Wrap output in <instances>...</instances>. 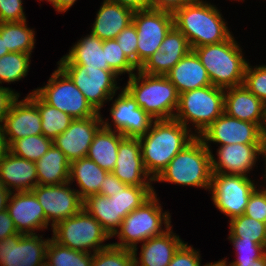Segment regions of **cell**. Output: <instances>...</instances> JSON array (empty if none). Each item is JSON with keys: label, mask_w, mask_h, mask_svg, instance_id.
I'll return each mask as SVG.
<instances>
[{"label": "cell", "mask_w": 266, "mask_h": 266, "mask_svg": "<svg viewBox=\"0 0 266 266\" xmlns=\"http://www.w3.org/2000/svg\"><path fill=\"white\" fill-rule=\"evenodd\" d=\"M192 132L174 118L160 119L154 120L149 131L138 138L144 167L153 180L197 137Z\"/></svg>", "instance_id": "cell-1"}, {"label": "cell", "mask_w": 266, "mask_h": 266, "mask_svg": "<svg viewBox=\"0 0 266 266\" xmlns=\"http://www.w3.org/2000/svg\"><path fill=\"white\" fill-rule=\"evenodd\" d=\"M174 26L187 38L191 49L226 41L232 33L220 10L204 0H191L173 12Z\"/></svg>", "instance_id": "cell-2"}, {"label": "cell", "mask_w": 266, "mask_h": 266, "mask_svg": "<svg viewBox=\"0 0 266 266\" xmlns=\"http://www.w3.org/2000/svg\"><path fill=\"white\" fill-rule=\"evenodd\" d=\"M192 50L207 70L213 86L225 90L244 83L248 61L243 57V51L233 35L226 41Z\"/></svg>", "instance_id": "cell-3"}, {"label": "cell", "mask_w": 266, "mask_h": 266, "mask_svg": "<svg viewBox=\"0 0 266 266\" xmlns=\"http://www.w3.org/2000/svg\"><path fill=\"white\" fill-rule=\"evenodd\" d=\"M123 88L155 120L174 118L179 93L166 76L149 75L138 69Z\"/></svg>", "instance_id": "cell-4"}, {"label": "cell", "mask_w": 266, "mask_h": 266, "mask_svg": "<svg viewBox=\"0 0 266 266\" xmlns=\"http://www.w3.org/2000/svg\"><path fill=\"white\" fill-rule=\"evenodd\" d=\"M159 203L154 189V195L148 201L123 219L119 229L112 236L116 235L120 242L111 243V245L137 253L138 243L167 231L171 226V216L168 211H163ZM162 224L165 225L164 228Z\"/></svg>", "instance_id": "cell-5"}, {"label": "cell", "mask_w": 266, "mask_h": 266, "mask_svg": "<svg viewBox=\"0 0 266 266\" xmlns=\"http://www.w3.org/2000/svg\"><path fill=\"white\" fill-rule=\"evenodd\" d=\"M211 176V152L203 141L196 137L172 158L154 182H168L209 190Z\"/></svg>", "instance_id": "cell-6"}, {"label": "cell", "mask_w": 266, "mask_h": 266, "mask_svg": "<svg viewBox=\"0 0 266 266\" xmlns=\"http://www.w3.org/2000/svg\"><path fill=\"white\" fill-rule=\"evenodd\" d=\"M176 111L174 119L188 129L192 123L198 137L224 113V89L210 85L181 93Z\"/></svg>", "instance_id": "cell-7"}, {"label": "cell", "mask_w": 266, "mask_h": 266, "mask_svg": "<svg viewBox=\"0 0 266 266\" xmlns=\"http://www.w3.org/2000/svg\"><path fill=\"white\" fill-rule=\"evenodd\" d=\"M52 232L54 241L73 250L94 254L111 245L103 243L111 237L84 208L74 216L57 223L52 227Z\"/></svg>", "instance_id": "cell-8"}, {"label": "cell", "mask_w": 266, "mask_h": 266, "mask_svg": "<svg viewBox=\"0 0 266 266\" xmlns=\"http://www.w3.org/2000/svg\"><path fill=\"white\" fill-rule=\"evenodd\" d=\"M34 91L49 105L65 112L72 118H89L98 112L87 101L70 77L59 67L43 87Z\"/></svg>", "instance_id": "cell-9"}, {"label": "cell", "mask_w": 266, "mask_h": 266, "mask_svg": "<svg viewBox=\"0 0 266 266\" xmlns=\"http://www.w3.org/2000/svg\"><path fill=\"white\" fill-rule=\"evenodd\" d=\"M82 92L91 106L100 113L106 101H112L120 90L117 75L113 70L89 67L79 64H58Z\"/></svg>", "instance_id": "cell-10"}, {"label": "cell", "mask_w": 266, "mask_h": 266, "mask_svg": "<svg viewBox=\"0 0 266 266\" xmlns=\"http://www.w3.org/2000/svg\"><path fill=\"white\" fill-rule=\"evenodd\" d=\"M248 176L212 173L210 189L215 207L229 219L244 215L252 192L257 188Z\"/></svg>", "instance_id": "cell-11"}, {"label": "cell", "mask_w": 266, "mask_h": 266, "mask_svg": "<svg viewBox=\"0 0 266 266\" xmlns=\"http://www.w3.org/2000/svg\"><path fill=\"white\" fill-rule=\"evenodd\" d=\"M132 22L137 31V69L157 52L160 45L174 26L173 13L158 9L134 12Z\"/></svg>", "instance_id": "cell-12"}, {"label": "cell", "mask_w": 266, "mask_h": 266, "mask_svg": "<svg viewBox=\"0 0 266 266\" xmlns=\"http://www.w3.org/2000/svg\"><path fill=\"white\" fill-rule=\"evenodd\" d=\"M211 151L210 143L229 144H266L263 129L255 123L236 119L223 113L199 136Z\"/></svg>", "instance_id": "cell-13"}, {"label": "cell", "mask_w": 266, "mask_h": 266, "mask_svg": "<svg viewBox=\"0 0 266 266\" xmlns=\"http://www.w3.org/2000/svg\"><path fill=\"white\" fill-rule=\"evenodd\" d=\"M111 105L110 115L114 125L107 121L110 119L105 120L103 117L102 125L119 132L124 137L139 138L145 135L155 120L138 106V103L124 88Z\"/></svg>", "instance_id": "cell-14"}, {"label": "cell", "mask_w": 266, "mask_h": 266, "mask_svg": "<svg viewBox=\"0 0 266 266\" xmlns=\"http://www.w3.org/2000/svg\"><path fill=\"white\" fill-rule=\"evenodd\" d=\"M70 185V182L58 185H37L31 190L42 205L48 226L51 223V227H54L83 208V200L77 190L72 189Z\"/></svg>", "instance_id": "cell-15"}, {"label": "cell", "mask_w": 266, "mask_h": 266, "mask_svg": "<svg viewBox=\"0 0 266 266\" xmlns=\"http://www.w3.org/2000/svg\"><path fill=\"white\" fill-rule=\"evenodd\" d=\"M50 239L18 233L0 240V266H45Z\"/></svg>", "instance_id": "cell-16"}, {"label": "cell", "mask_w": 266, "mask_h": 266, "mask_svg": "<svg viewBox=\"0 0 266 266\" xmlns=\"http://www.w3.org/2000/svg\"><path fill=\"white\" fill-rule=\"evenodd\" d=\"M265 145L237 143L219 146L216 151L217 159L211 150L212 173L248 176L247 174L255 167L259 155L265 159Z\"/></svg>", "instance_id": "cell-17"}, {"label": "cell", "mask_w": 266, "mask_h": 266, "mask_svg": "<svg viewBox=\"0 0 266 266\" xmlns=\"http://www.w3.org/2000/svg\"><path fill=\"white\" fill-rule=\"evenodd\" d=\"M101 126V112L93 117L73 119L70 126L52 140L53 145L59 148L70 162L86 157L94 135Z\"/></svg>", "instance_id": "cell-18"}, {"label": "cell", "mask_w": 266, "mask_h": 266, "mask_svg": "<svg viewBox=\"0 0 266 266\" xmlns=\"http://www.w3.org/2000/svg\"><path fill=\"white\" fill-rule=\"evenodd\" d=\"M112 173L127 185L152 186L154 180L144 167L138 138L124 137L120 141Z\"/></svg>", "instance_id": "cell-19"}, {"label": "cell", "mask_w": 266, "mask_h": 266, "mask_svg": "<svg viewBox=\"0 0 266 266\" xmlns=\"http://www.w3.org/2000/svg\"><path fill=\"white\" fill-rule=\"evenodd\" d=\"M7 210L18 233L36 234L48 228L42 205L32 191L12 192Z\"/></svg>", "instance_id": "cell-20"}, {"label": "cell", "mask_w": 266, "mask_h": 266, "mask_svg": "<svg viewBox=\"0 0 266 266\" xmlns=\"http://www.w3.org/2000/svg\"><path fill=\"white\" fill-rule=\"evenodd\" d=\"M191 50L185 35L173 26L163 39L159 50L150 56L139 70L149 75L165 76Z\"/></svg>", "instance_id": "cell-21"}, {"label": "cell", "mask_w": 266, "mask_h": 266, "mask_svg": "<svg viewBox=\"0 0 266 266\" xmlns=\"http://www.w3.org/2000/svg\"><path fill=\"white\" fill-rule=\"evenodd\" d=\"M3 127L9 145L19 138L42 135L37 105L28 96L21 101L17 98L5 117Z\"/></svg>", "instance_id": "cell-22"}, {"label": "cell", "mask_w": 266, "mask_h": 266, "mask_svg": "<svg viewBox=\"0 0 266 266\" xmlns=\"http://www.w3.org/2000/svg\"><path fill=\"white\" fill-rule=\"evenodd\" d=\"M224 113L239 120L258 124L264 129L266 105L244 84L224 90Z\"/></svg>", "instance_id": "cell-23"}, {"label": "cell", "mask_w": 266, "mask_h": 266, "mask_svg": "<svg viewBox=\"0 0 266 266\" xmlns=\"http://www.w3.org/2000/svg\"><path fill=\"white\" fill-rule=\"evenodd\" d=\"M0 183L11 193L31 191L38 185L35 162L9 152L0 163Z\"/></svg>", "instance_id": "cell-24"}, {"label": "cell", "mask_w": 266, "mask_h": 266, "mask_svg": "<svg viewBox=\"0 0 266 266\" xmlns=\"http://www.w3.org/2000/svg\"><path fill=\"white\" fill-rule=\"evenodd\" d=\"M172 226L162 235L152 237L141 244L140 257L134 254L135 266H168L174 254L184 243L173 232ZM139 259V260H138Z\"/></svg>", "instance_id": "cell-25"}, {"label": "cell", "mask_w": 266, "mask_h": 266, "mask_svg": "<svg viewBox=\"0 0 266 266\" xmlns=\"http://www.w3.org/2000/svg\"><path fill=\"white\" fill-rule=\"evenodd\" d=\"M179 94L210 86L207 70L197 54L191 50L166 75Z\"/></svg>", "instance_id": "cell-26"}, {"label": "cell", "mask_w": 266, "mask_h": 266, "mask_svg": "<svg viewBox=\"0 0 266 266\" xmlns=\"http://www.w3.org/2000/svg\"><path fill=\"white\" fill-rule=\"evenodd\" d=\"M101 4L90 33L101 40L115 39L132 23L134 12L109 0H104Z\"/></svg>", "instance_id": "cell-27"}, {"label": "cell", "mask_w": 266, "mask_h": 266, "mask_svg": "<svg viewBox=\"0 0 266 266\" xmlns=\"http://www.w3.org/2000/svg\"><path fill=\"white\" fill-rule=\"evenodd\" d=\"M57 64H79L97 69L112 70L106 61L103 40L92 33L78 40Z\"/></svg>", "instance_id": "cell-28"}, {"label": "cell", "mask_w": 266, "mask_h": 266, "mask_svg": "<svg viewBox=\"0 0 266 266\" xmlns=\"http://www.w3.org/2000/svg\"><path fill=\"white\" fill-rule=\"evenodd\" d=\"M122 134L105 128L103 125L94 135L86 157L94 161L100 168L112 172L117 160V152Z\"/></svg>", "instance_id": "cell-29"}, {"label": "cell", "mask_w": 266, "mask_h": 266, "mask_svg": "<svg viewBox=\"0 0 266 266\" xmlns=\"http://www.w3.org/2000/svg\"><path fill=\"white\" fill-rule=\"evenodd\" d=\"M35 164L38 185H58L69 182L71 162L54 145Z\"/></svg>", "instance_id": "cell-30"}, {"label": "cell", "mask_w": 266, "mask_h": 266, "mask_svg": "<svg viewBox=\"0 0 266 266\" xmlns=\"http://www.w3.org/2000/svg\"><path fill=\"white\" fill-rule=\"evenodd\" d=\"M108 172L100 168L87 157L71 162L69 182H77L80 198L85 200L88 196L98 194L101 184Z\"/></svg>", "instance_id": "cell-31"}, {"label": "cell", "mask_w": 266, "mask_h": 266, "mask_svg": "<svg viewBox=\"0 0 266 266\" xmlns=\"http://www.w3.org/2000/svg\"><path fill=\"white\" fill-rule=\"evenodd\" d=\"M83 208L102 225L111 238L123 221V218L117 215L113 198L100 194L91 195L83 200Z\"/></svg>", "instance_id": "cell-32"}, {"label": "cell", "mask_w": 266, "mask_h": 266, "mask_svg": "<svg viewBox=\"0 0 266 266\" xmlns=\"http://www.w3.org/2000/svg\"><path fill=\"white\" fill-rule=\"evenodd\" d=\"M36 105L41 116L42 134L48 139H55L62 134L74 118L47 104L34 90L27 95Z\"/></svg>", "instance_id": "cell-33"}, {"label": "cell", "mask_w": 266, "mask_h": 266, "mask_svg": "<svg viewBox=\"0 0 266 266\" xmlns=\"http://www.w3.org/2000/svg\"><path fill=\"white\" fill-rule=\"evenodd\" d=\"M0 34L9 52L31 54L35 48V31L27 21L0 23Z\"/></svg>", "instance_id": "cell-34"}, {"label": "cell", "mask_w": 266, "mask_h": 266, "mask_svg": "<svg viewBox=\"0 0 266 266\" xmlns=\"http://www.w3.org/2000/svg\"><path fill=\"white\" fill-rule=\"evenodd\" d=\"M115 193L109 198H113L117 206V215L124 219L129 213L141 207L154 195V187L127 185L123 190H118Z\"/></svg>", "instance_id": "cell-35"}, {"label": "cell", "mask_w": 266, "mask_h": 266, "mask_svg": "<svg viewBox=\"0 0 266 266\" xmlns=\"http://www.w3.org/2000/svg\"><path fill=\"white\" fill-rule=\"evenodd\" d=\"M91 264L92 253L73 250L50 239L46 251V266H91Z\"/></svg>", "instance_id": "cell-36"}, {"label": "cell", "mask_w": 266, "mask_h": 266, "mask_svg": "<svg viewBox=\"0 0 266 266\" xmlns=\"http://www.w3.org/2000/svg\"><path fill=\"white\" fill-rule=\"evenodd\" d=\"M31 55L21 52H9L0 57V84H11L26 77L30 69Z\"/></svg>", "instance_id": "cell-37"}, {"label": "cell", "mask_w": 266, "mask_h": 266, "mask_svg": "<svg viewBox=\"0 0 266 266\" xmlns=\"http://www.w3.org/2000/svg\"><path fill=\"white\" fill-rule=\"evenodd\" d=\"M53 145L51 139L42 135L26 136L9 145L10 152L29 161H38Z\"/></svg>", "instance_id": "cell-38"}, {"label": "cell", "mask_w": 266, "mask_h": 266, "mask_svg": "<svg viewBox=\"0 0 266 266\" xmlns=\"http://www.w3.org/2000/svg\"><path fill=\"white\" fill-rule=\"evenodd\" d=\"M229 237L243 238V240L254 241L264 246L265 223L257 221L245 215L236 216L229 221Z\"/></svg>", "instance_id": "cell-39"}, {"label": "cell", "mask_w": 266, "mask_h": 266, "mask_svg": "<svg viewBox=\"0 0 266 266\" xmlns=\"http://www.w3.org/2000/svg\"><path fill=\"white\" fill-rule=\"evenodd\" d=\"M91 266H135L134 254L132 250L110 245L92 253Z\"/></svg>", "instance_id": "cell-40"}, {"label": "cell", "mask_w": 266, "mask_h": 266, "mask_svg": "<svg viewBox=\"0 0 266 266\" xmlns=\"http://www.w3.org/2000/svg\"><path fill=\"white\" fill-rule=\"evenodd\" d=\"M103 51H105L106 61L109 67L117 74H135L138 69L127 59L124 51L121 50L115 39L103 40Z\"/></svg>", "instance_id": "cell-41"}, {"label": "cell", "mask_w": 266, "mask_h": 266, "mask_svg": "<svg viewBox=\"0 0 266 266\" xmlns=\"http://www.w3.org/2000/svg\"><path fill=\"white\" fill-rule=\"evenodd\" d=\"M243 84L266 105V65L252 67L248 62Z\"/></svg>", "instance_id": "cell-42"}, {"label": "cell", "mask_w": 266, "mask_h": 266, "mask_svg": "<svg viewBox=\"0 0 266 266\" xmlns=\"http://www.w3.org/2000/svg\"><path fill=\"white\" fill-rule=\"evenodd\" d=\"M233 244L236 250V260L232 262H247L255 261L266 254L264 246L257 244L250 240H243V238H227Z\"/></svg>", "instance_id": "cell-43"}, {"label": "cell", "mask_w": 266, "mask_h": 266, "mask_svg": "<svg viewBox=\"0 0 266 266\" xmlns=\"http://www.w3.org/2000/svg\"><path fill=\"white\" fill-rule=\"evenodd\" d=\"M127 59L137 68V31L132 22L115 38Z\"/></svg>", "instance_id": "cell-44"}, {"label": "cell", "mask_w": 266, "mask_h": 266, "mask_svg": "<svg viewBox=\"0 0 266 266\" xmlns=\"http://www.w3.org/2000/svg\"><path fill=\"white\" fill-rule=\"evenodd\" d=\"M255 189L246 205L245 216L256 219L257 221L266 222V187Z\"/></svg>", "instance_id": "cell-45"}, {"label": "cell", "mask_w": 266, "mask_h": 266, "mask_svg": "<svg viewBox=\"0 0 266 266\" xmlns=\"http://www.w3.org/2000/svg\"><path fill=\"white\" fill-rule=\"evenodd\" d=\"M22 0H0V23L27 20Z\"/></svg>", "instance_id": "cell-46"}, {"label": "cell", "mask_w": 266, "mask_h": 266, "mask_svg": "<svg viewBox=\"0 0 266 266\" xmlns=\"http://www.w3.org/2000/svg\"><path fill=\"white\" fill-rule=\"evenodd\" d=\"M199 252L193 246L183 243L174 254L168 266H201V255Z\"/></svg>", "instance_id": "cell-47"}, {"label": "cell", "mask_w": 266, "mask_h": 266, "mask_svg": "<svg viewBox=\"0 0 266 266\" xmlns=\"http://www.w3.org/2000/svg\"><path fill=\"white\" fill-rule=\"evenodd\" d=\"M20 97V94L9 87L0 85V125H3L5 117L10 111L14 101Z\"/></svg>", "instance_id": "cell-48"}, {"label": "cell", "mask_w": 266, "mask_h": 266, "mask_svg": "<svg viewBox=\"0 0 266 266\" xmlns=\"http://www.w3.org/2000/svg\"><path fill=\"white\" fill-rule=\"evenodd\" d=\"M126 186L127 184L121 182L112 172H108L98 194L109 197L116 194V191L123 190Z\"/></svg>", "instance_id": "cell-49"}, {"label": "cell", "mask_w": 266, "mask_h": 266, "mask_svg": "<svg viewBox=\"0 0 266 266\" xmlns=\"http://www.w3.org/2000/svg\"><path fill=\"white\" fill-rule=\"evenodd\" d=\"M18 234L7 209L0 211V240Z\"/></svg>", "instance_id": "cell-50"}, {"label": "cell", "mask_w": 266, "mask_h": 266, "mask_svg": "<svg viewBox=\"0 0 266 266\" xmlns=\"http://www.w3.org/2000/svg\"><path fill=\"white\" fill-rule=\"evenodd\" d=\"M190 1L191 0H148L149 9L164 10L172 13Z\"/></svg>", "instance_id": "cell-51"}, {"label": "cell", "mask_w": 266, "mask_h": 266, "mask_svg": "<svg viewBox=\"0 0 266 266\" xmlns=\"http://www.w3.org/2000/svg\"><path fill=\"white\" fill-rule=\"evenodd\" d=\"M117 3L123 7H126L133 12L142 11L149 9L148 0H109Z\"/></svg>", "instance_id": "cell-52"}, {"label": "cell", "mask_w": 266, "mask_h": 266, "mask_svg": "<svg viewBox=\"0 0 266 266\" xmlns=\"http://www.w3.org/2000/svg\"><path fill=\"white\" fill-rule=\"evenodd\" d=\"M55 8L58 13H64L69 10L77 0H45Z\"/></svg>", "instance_id": "cell-53"}, {"label": "cell", "mask_w": 266, "mask_h": 266, "mask_svg": "<svg viewBox=\"0 0 266 266\" xmlns=\"http://www.w3.org/2000/svg\"><path fill=\"white\" fill-rule=\"evenodd\" d=\"M225 266H266V254L255 260V261H247V262H227L226 259L221 260Z\"/></svg>", "instance_id": "cell-54"}, {"label": "cell", "mask_w": 266, "mask_h": 266, "mask_svg": "<svg viewBox=\"0 0 266 266\" xmlns=\"http://www.w3.org/2000/svg\"><path fill=\"white\" fill-rule=\"evenodd\" d=\"M10 152L3 125H0V163Z\"/></svg>", "instance_id": "cell-55"}, {"label": "cell", "mask_w": 266, "mask_h": 266, "mask_svg": "<svg viewBox=\"0 0 266 266\" xmlns=\"http://www.w3.org/2000/svg\"><path fill=\"white\" fill-rule=\"evenodd\" d=\"M11 192L0 183V211L7 209Z\"/></svg>", "instance_id": "cell-56"}, {"label": "cell", "mask_w": 266, "mask_h": 266, "mask_svg": "<svg viewBox=\"0 0 266 266\" xmlns=\"http://www.w3.org/2000/svg\"><path fill=\"white\" fill-rule=\"evenodd\" d=\"M9 53V50L5 47L4 39L1 37L0 34V57Z\"/></svg>", "instance_id": "cell-57"}, {"label": "cell", "mask_w": 266, "mask_h": 266, "mask_svg": "<svg viewBox=\"0 0 266 266\" xmlns=\"http://www.w3.org/2000/svg\"><path fill=\"white\" fill-rule=\"evenodd\" d=\"M205 266H225V265L223 264V262L221 260H219V261L214 262V263H212V262L207 263V264H205Z\"/></svg>", "instance_id": "cell-58"}, {"label": "cell", "mask_w": 266, "mask_h": 266, "mask_svg": "<svg viewBox=\"0 0 266 266\" xmlns=\"http://www.w3.org/2000/svg\"><path fill=\"white\" fill-rule=\"evenodd\" d=\"M266 140V139H265ZM264 161H265V165H266V145H265V159H264ZM264 178H265V180H266V166H265V174H264V176H263ZM266 182V181H265Z\"/></svg>", "instance_id": "cell-59"}, {"label": "cell", "mask_w": 266, "mask_h": 266, "mask_svg": "<svg viewBox=\"0 0 266 266\" xmlns=\"http://www.w3.org/2000/svg\"><path fill=\"white\" fill-rule=\"evenodd\" d=\"M264 247L266 249V222H265V242H264Z\"/></svg>", "instance_id": "cell-60"}, {"label": "cell", "mask_w": 266, "mask_h": 266, "mask_svg": "<svg viewBox=\"0 0 266 266\" xmlns=\"http://www.w3.org/2000/svg\"><path fill=\"white\" fill-rule=\"evenodd\" d=\"M263 132H264V137L266 139V122H265V126H264V129H263Z\"/></svg>", "instance_id": "cell-61"}]
</instances>
